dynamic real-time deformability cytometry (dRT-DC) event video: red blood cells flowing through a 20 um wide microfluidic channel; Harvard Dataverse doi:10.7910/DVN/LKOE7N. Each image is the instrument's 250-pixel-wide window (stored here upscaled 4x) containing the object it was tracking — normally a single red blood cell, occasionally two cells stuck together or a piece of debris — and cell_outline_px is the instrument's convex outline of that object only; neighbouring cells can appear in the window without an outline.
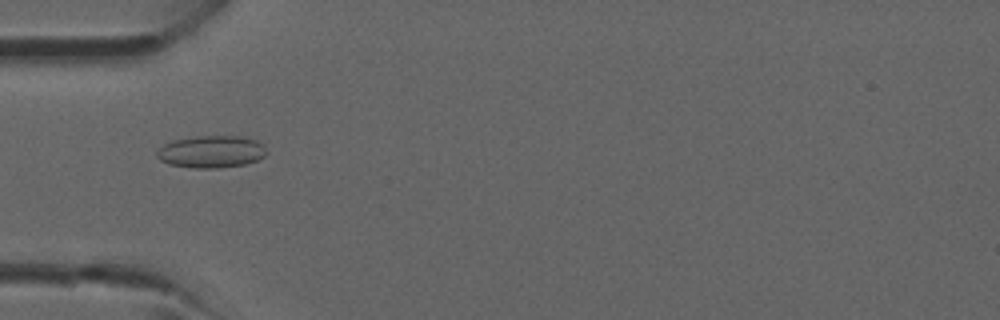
{"species": "common noctule bat (a hibernating species)", "species_latin": "Nyctalus noctula", "temperature_condition": "room temperature", "stored_images_in_passage": 3, "camera_frame_rate_fps": 3000, "um_per_image_px": 0.085, "animal": {"sex": "male", "forearm_length_mm": 52.5}, "frame": {"image": 1, "passage_image": 3, "time_ms": 2.333, "image_size_px": [1000, 320], "cell_outline_px": [[268, 152], [264, 156], [256, 160], [244, 164], [220, 168], [192, 168], [168, 164], [160, 160], [156, 156], [156, 152], [164, 144], [172, 140], [196, 136], [240, 136], [256, 140], [264, 144]], "centroid_in_image_um": [17.96, 12.89], "position_along_channel_um": 67.0, "area_um2": 20.75}}